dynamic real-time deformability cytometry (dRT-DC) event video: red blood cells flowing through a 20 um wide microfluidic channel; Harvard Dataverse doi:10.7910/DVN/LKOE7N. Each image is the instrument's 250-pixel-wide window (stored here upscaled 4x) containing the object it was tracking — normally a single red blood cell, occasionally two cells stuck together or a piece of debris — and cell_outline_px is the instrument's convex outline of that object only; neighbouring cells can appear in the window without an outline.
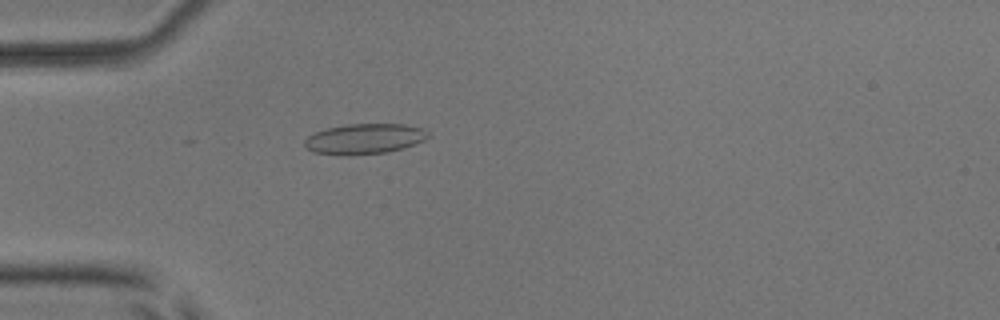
{"species": "common noctule bat (a hibernating species)", "species_latin": "Nyctalus noctula", "temperature_condition": "room temperature", "stored_images_in_passage": 30, "camera_frame_rate_fps": 3000, "um_per_image_px": 0.085, "animal": {"sex": "male", "body_mass_g": 17.9, "forearm_length_mm": 54.2}, "frame": {"image": 1, "passage_image": 9, "time_ms": 2.667, "image_size_px": [1000, 320], "cell_outline_px": [[428, 136], [424, 140], [404, 148], [388, 152], [348, 156], [336, 156], [312, 152], [304, 148], [304, 140], [308, 136], [316, 132], [328, 128], [348, 124], [404, 124], [424, 128], [428, 132]], "centroid_in_image_um": [30.94, 11.82], "position_along_channel_um": 54.1, "area_um2": 22.2}}
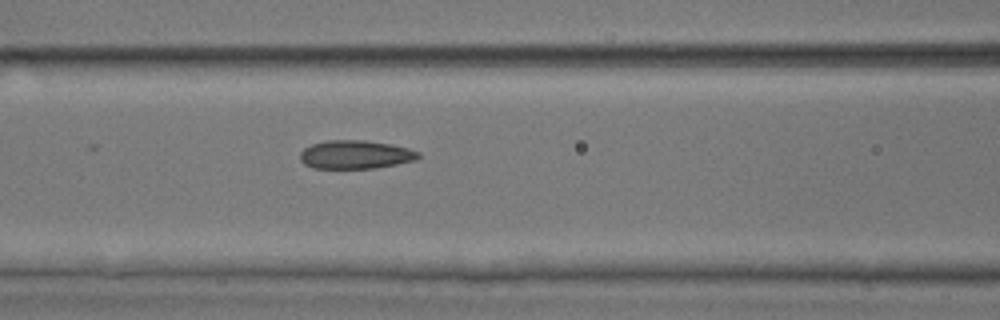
{"frame": {"image": 2, "passage_image": 16, "time_ms": 5.0, "image_size_px": [1000, 320], "cell_outline_px": [[420, 156], [416, 160], [376, 168], [312, 168], [304, 164], [300, 160], [300, 152], [304, 148], [312, 144], [324, 140], [364, 140], [392, 144], [408, 148], [420, 152]], "centroid_in_image_um": [30.2, 13.13], "position_along_channel_um": 136.4, "area_um2": 19.77}}
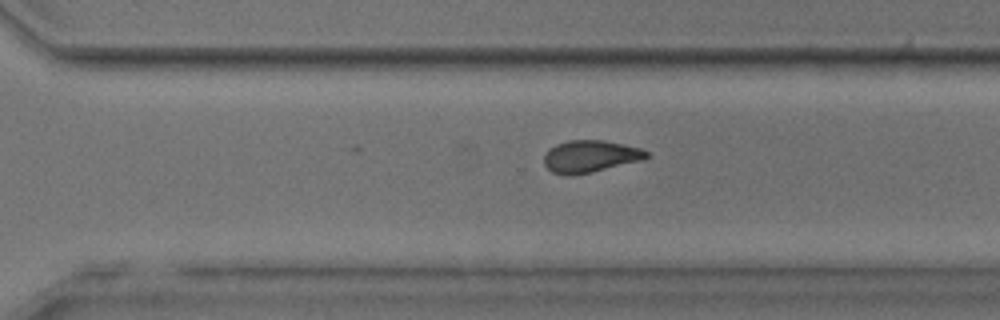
{"frame": {"image": 3, "passage_image": 30, "time_ms": 9.667, "image_size_px": [1000, 320], "cell_outline_px": [[648, 156], [640, 160], [592, 172], [572, 176], [568, 176], [552, 172], [544, 164], [544, 156], [548, 148], [556, 144], [568, 140], [604, 140], [640, 148], [648, 152]], "centroid_in_image_um": [50.11, 13.29], "position_along_channel_um": 320.5, "area_um2": 19.07}}